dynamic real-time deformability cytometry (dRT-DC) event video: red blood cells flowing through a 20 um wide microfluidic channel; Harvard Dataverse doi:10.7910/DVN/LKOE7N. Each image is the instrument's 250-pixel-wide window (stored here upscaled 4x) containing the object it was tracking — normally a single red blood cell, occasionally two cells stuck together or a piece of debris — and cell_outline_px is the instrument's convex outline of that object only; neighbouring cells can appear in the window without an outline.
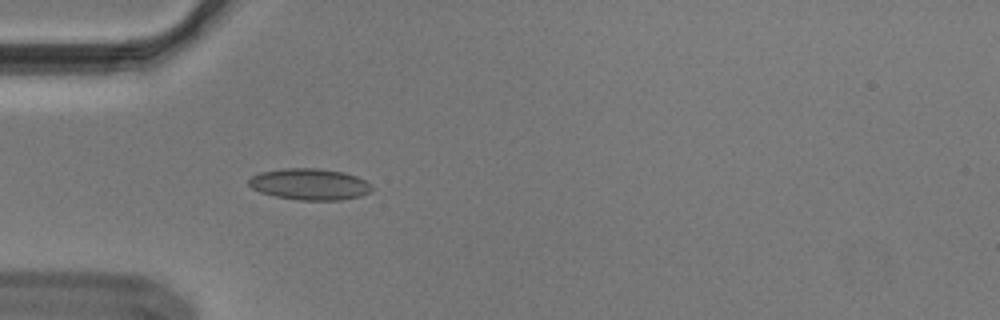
{"species": "Egyptian fruit bat (a non-hibernating species)", "species_latin": "Rousettus aegyptiacus", "temperature_condition": "cold", "stored_images_in_passage": 43, "segment_of_instrument_passage": [1, 2], "camera_frame_rate_fps": 3000, "um_per_image_px": 0.085, "animal": {"sex": "male"}, "frame": {"image": 1, "passage_image": 5, "time_ms": 1.333, "image_size_px": [1000, 320], "cell_outline_px": [[372, 192], [360, 196], [340, 200], [300, 200], [276, 196], [260, 192], [252, 188], [248, 184], [248, 180], [252, 176], [260, 172], [284, 168], [320, 168], [344, 172], [356, 176], [372, 184]], "centroid_in_image_um": [26.34, 15.65], "position_along_channel_um": 58.7, "area_um2": 22.6}}
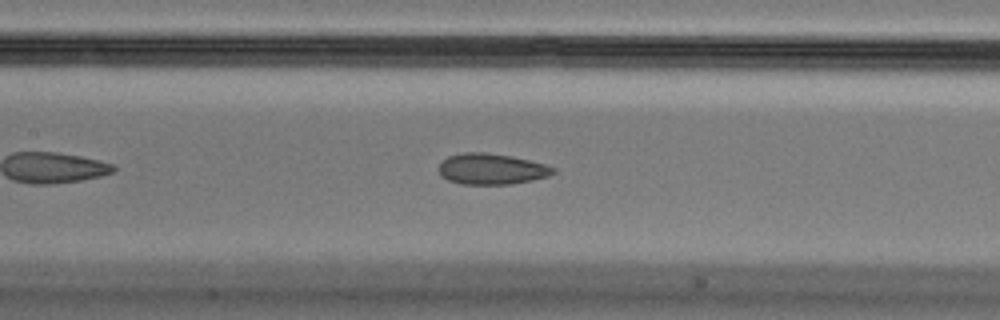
{"frame": {"image": 2, "passage_image": 14, "time_ms": 4.333, "image_size_px": [1000, 320], "cell_outline_px": [[556, 172], [548, 176], [532, 180], [512, 184], [460, 184], [448, 180], [440, 176], [440, 164], [448, 156], [464, 152], [484, 152], [512, 156], [544, 164], [556, 168]], "centroid_in_image_um": [41.78, 14.37], "position_along_channel_um": 165.6, "area_um2": 20.58}}
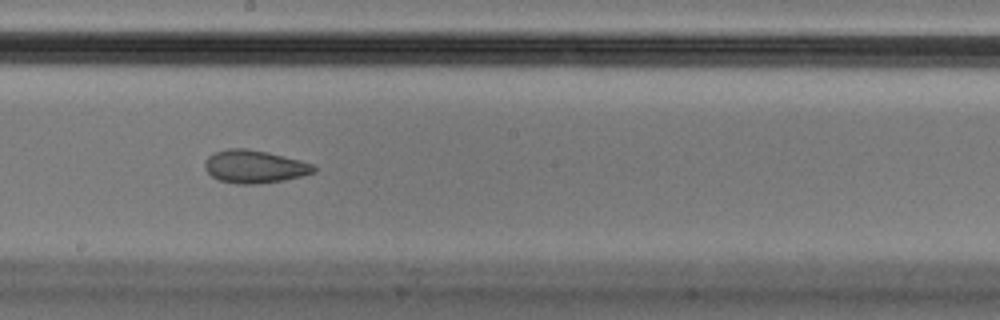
{"frame": {"image": 3, "passage_image": 19, "time_ms": 6.0, "image_size_px": [1000, 320], "cell_outline_px": [[316, 172], [284, 180], [256, 184], [236, 184], [220, 180], [212, 176], [204, 168], [204, 164], [208, 156], [212, 152], [228, 148], [244, 148], [268, 152], [300, 160], [312, 164], [316, 168]], "centroid_in_image_um": [21.61, 14.15], "position_along_channel_um": 226.6, "area_um2": 20.92}}